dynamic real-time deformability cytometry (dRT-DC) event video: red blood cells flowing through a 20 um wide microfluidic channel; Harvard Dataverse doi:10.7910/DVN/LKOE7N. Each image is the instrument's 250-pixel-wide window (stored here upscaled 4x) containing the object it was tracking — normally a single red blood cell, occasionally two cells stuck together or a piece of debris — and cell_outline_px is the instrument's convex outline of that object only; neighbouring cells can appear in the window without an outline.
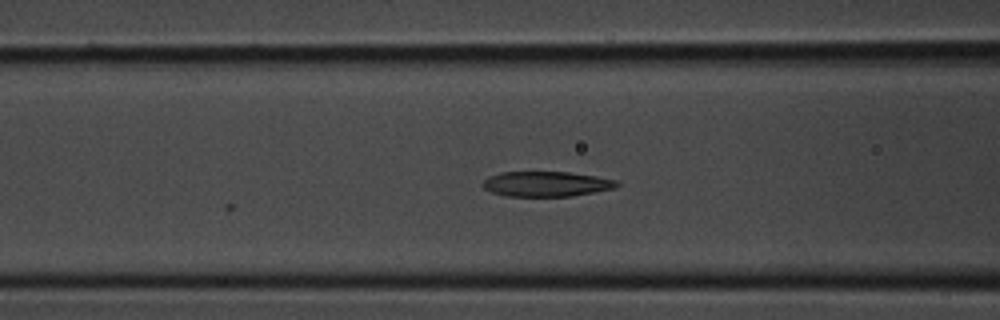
{"species": "common noctule bat (a hibernating species)", "species_latin": "Nyctalus noctula", "temperature_condition": "room temperature", "stored_images_in_passage": 7, "camera_frame_rate_fps": 3000, "um_per_image_px": 0.085, "animal": {"sex": "male", "body_mass_g": 20.1, "forearm_length_mm": 53.5}, "frame": {"image": 1, "passage_image": 7, "time_ms": 2.0, "image_size_px": [1000, 320], "cell_outline_px": [[620, 184], [616, 188], [572, 196], [508, 196], [492, 192], [484, 188], [480, 184], [488, 176], [500, 172], [568, 172], [596, 176], [620, 180]], "centroid_in_image_um": [46.46, 15.63], "position_along_channel_um": 120.1, "area_um2": 19.77}}